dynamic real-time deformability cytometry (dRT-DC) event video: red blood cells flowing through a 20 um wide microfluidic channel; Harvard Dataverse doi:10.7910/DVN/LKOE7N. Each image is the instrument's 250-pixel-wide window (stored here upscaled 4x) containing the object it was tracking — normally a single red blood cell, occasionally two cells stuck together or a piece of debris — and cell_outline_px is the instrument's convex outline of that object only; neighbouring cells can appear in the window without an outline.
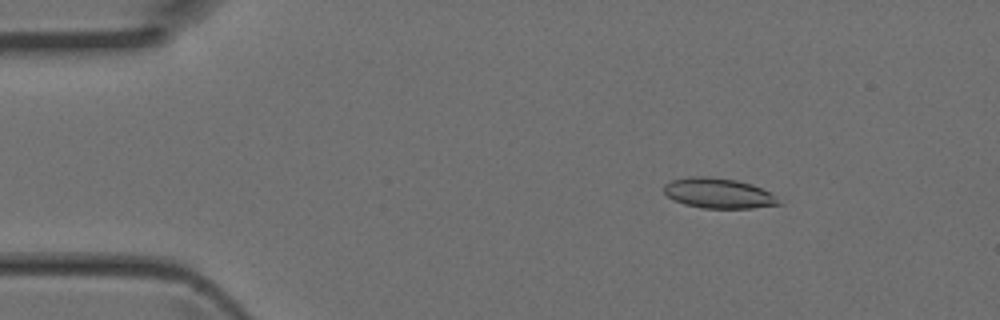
{"species": "Egyptian fruit bat (a non-hibernating species)", "species_latin": "Rousettus aegyptiacus", "temperature_condition": "room temperature", "stored_images_in_passage": 4, "camera_frame_rate_fps": 3000, "um_per_image_px": 0.085, "animal": {"sex": "female"}, "frame": {"image": 1, "passage_image": 1, "time_ms": 0.0, "image_size_px": [1000, 320], "cell_outline_px": [[780, 204], [752, 208], [700, 208], [684, 204], [668, 196], [664, 192], [664, 184], [672, 180], [688, 176], [708, 176], [736, 180], [752, 184], [776, 196]], "centroid_in_image_um": [61.03, 16.42], "position_along_channel_um": 24.0, "area_um2": 20.06}}
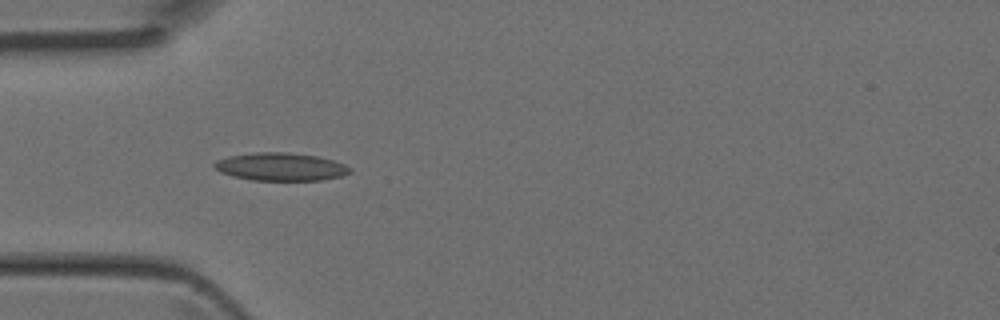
{"frame": {"image": 2, "passage_image": 3, "time_ms": 0.667, "image_size_px": [1000, 320], "cell_outline_px": [[352, 172], [340, 176], [320, 180], [252, 180], [232, 176], [220, 172], [212, 168], [212, 164], [216, 160], [228, 156], [252, 152], [288, 152], [316, 156], [332, 160], [344, 164], [352, 168]], "centroid_in_image_um": [23.8, 14.17], "position_along_channel_um": 61.2, "area_um2": 22.2}}
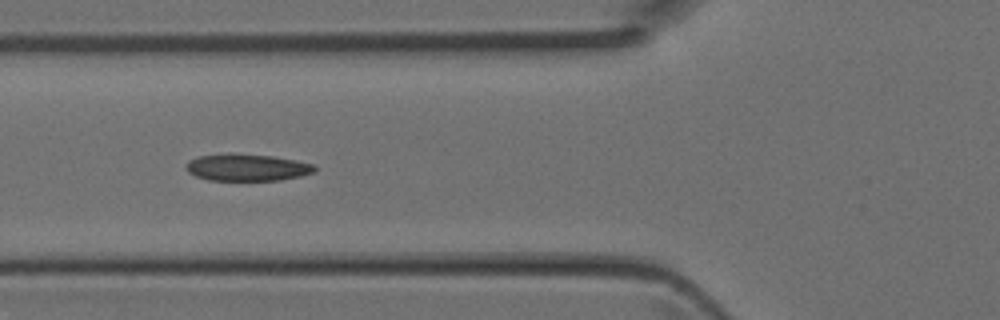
{"frame": {"image": 3, "passage_image": 4, "time_ms": 1.0, "image_size_px": [1000, 320], "cell_outline_px": [[316, 172], [300, 176], [280, 180], [208, 180], [196, 176], [188, 172], [184, 168], [184, 164], [188, 160], [200, 156], [232, 152], [272, 156], [296, 160], [312, 164], [316, 168]], "centroid_in_image_um": [20.96, 14.22], "position_along_channel_um": 104.8, "area_um2": 20.46}}